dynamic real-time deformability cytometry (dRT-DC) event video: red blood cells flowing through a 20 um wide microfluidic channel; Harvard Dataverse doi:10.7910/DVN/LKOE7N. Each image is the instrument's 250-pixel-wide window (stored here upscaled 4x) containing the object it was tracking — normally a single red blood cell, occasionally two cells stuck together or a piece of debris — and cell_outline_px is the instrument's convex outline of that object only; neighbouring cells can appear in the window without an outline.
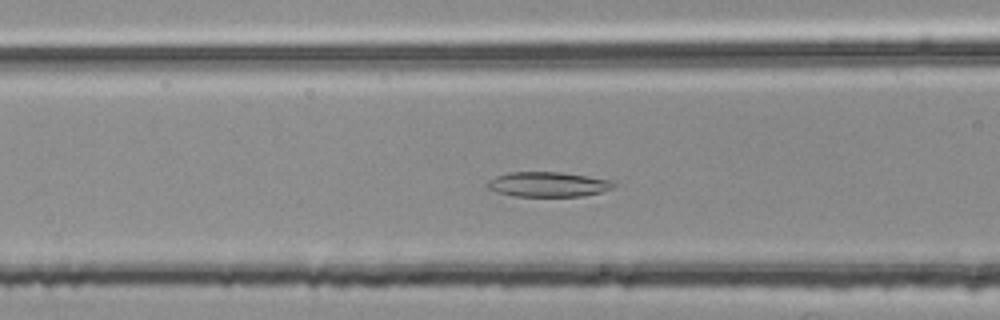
{"species": "common noctule bat (a hibernating species)", "species_latin": "Nyctalus noctula", "temperature_condition": "room temperature", "stored_images_in_passage": 39, "camera_frame_rate_fps": 3000, "um_per_image_px": 0.085, "animal": {"sex": "female", "body_mass_g": 25.1}, "frame": {"image": 1, "passage_image": 9, "time_ms": 2.667, "image_size_px": [1000, 320], "cell_outline_px": [[616, 184], [612, 188], [600, 192], [580, 196], [512, 196], [496, 192], [488, 188], [484, 184], [488, 180], [496, 176], [508, 172], [560, 172], [588, 176], [608, 180]], "centroid_in_image_um": [46.5, 15.67], "position_along_channel_um": 120.1, "area_um2": 18.26}}
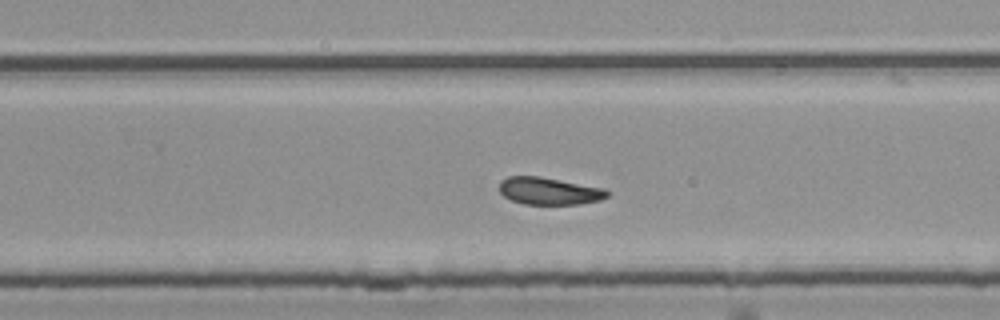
{"frame": {"image": 2, "passage_image": 22, "time_ms": 7.0, "image_size_px": [1000, 320], "cell_outline_px": [[608, 196], [600, 200], [580, 204], [524, 204], [512, 200], [504, 196], [500, 192], [500, 180], [508, 176], [540, 176], [604, 188], [608, 192]], "centroid_in_image_um": [46.66, 16.23], "position_along_channel_um": 283.1, "area_um2": 17.11}}
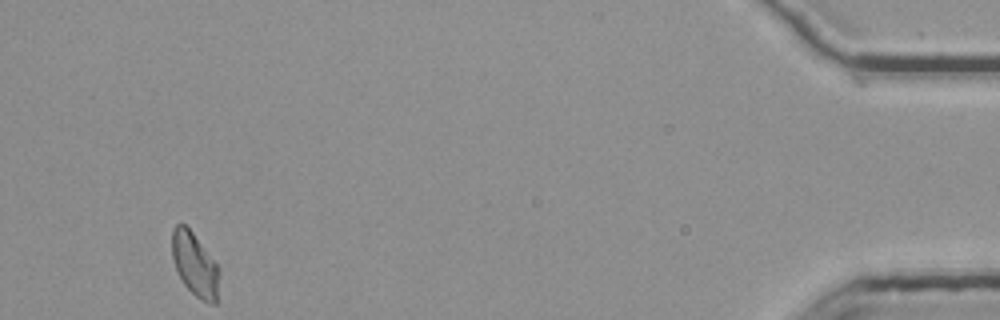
{"frame": {"image": 3, "passage_image": 39, "time_ms": 12.667, "image_size_px": [1000, 320], "cell_outline_px": [[220, 272], [216, 304], [208, 304], [196, 296], [184, 284], [176, 272], [172, 256], [172, 228], [176, 224], [184, 224], [192, 232], [216, 264]], "centroid_in_image_um": [16.55, 22.51], "position_along_channel_um": 418.7, "area_um2": 17.34}, "authors_computed_cell_mechanics": {"area_um2": 17.8602, "velocity_mm_per_s": 3.7743, "shape_relaxation_time_tau1_ms": null, "shape_relaxation_time_tau2_ms": 3.3747, "deformation_change_tau1": null, "deformation_change_tau2": 0.0934}}